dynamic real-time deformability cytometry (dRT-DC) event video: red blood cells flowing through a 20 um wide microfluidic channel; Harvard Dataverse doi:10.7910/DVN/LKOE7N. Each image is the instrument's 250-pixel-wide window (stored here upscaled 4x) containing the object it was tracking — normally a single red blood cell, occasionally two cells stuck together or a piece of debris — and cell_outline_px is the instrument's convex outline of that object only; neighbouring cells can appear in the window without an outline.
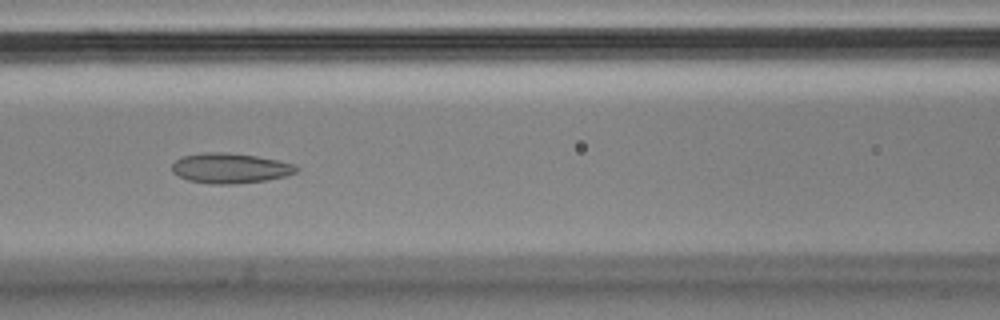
{"species": "Egyptian fruit bat (a non-hibernating species)", "species_latin": "Rousettus aegyptiacus", "temperature_condition": "cold", "stored_images_in_passage": 58, "camera_frame_rate_fps": 3000, "um_per_image_px": 0.085, "animal": {"sex": "male"}, "frame": {"image": 1, "passage_image": 25, "time_ms": 8.0, "image_size_px": [1000, 320], "cell_outline_px": [[300, 168], [296, 172], [284, 176], [264, 180], [232, 184], [212, 184], [188, 180], [172, 172], [172, 164], [176, 160], [184, 156], [204, 152], [228, 152], [256, 156], [296, 164]], "centroid_in_image_um": [19.56, 14.29], "position_along_channel_um": 147.0, "area_um2": 21.68}}
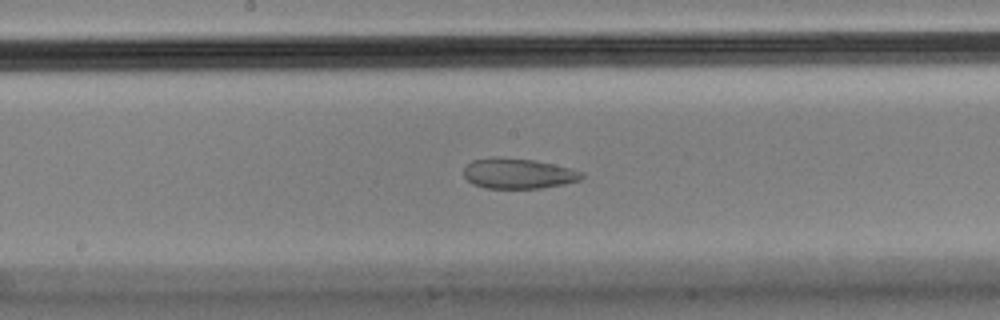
{"frame": {"image": 2, "passage_image": 30, "time_ms": 9.667, "image_size_px": [1000, 320], "cell_outline_px": [[584, 176], [580, 180], [564, 184], [540, 188], [484, 188], [472, 184], [464, 176], [464, 168], [472, 160], [492, 156], [532, 160], [552, 164], [584, 172]], "centroid_in_image_um": [44.02, 14.75], "position_along_channel_um": 204.2, "area_um2": 20.81}}